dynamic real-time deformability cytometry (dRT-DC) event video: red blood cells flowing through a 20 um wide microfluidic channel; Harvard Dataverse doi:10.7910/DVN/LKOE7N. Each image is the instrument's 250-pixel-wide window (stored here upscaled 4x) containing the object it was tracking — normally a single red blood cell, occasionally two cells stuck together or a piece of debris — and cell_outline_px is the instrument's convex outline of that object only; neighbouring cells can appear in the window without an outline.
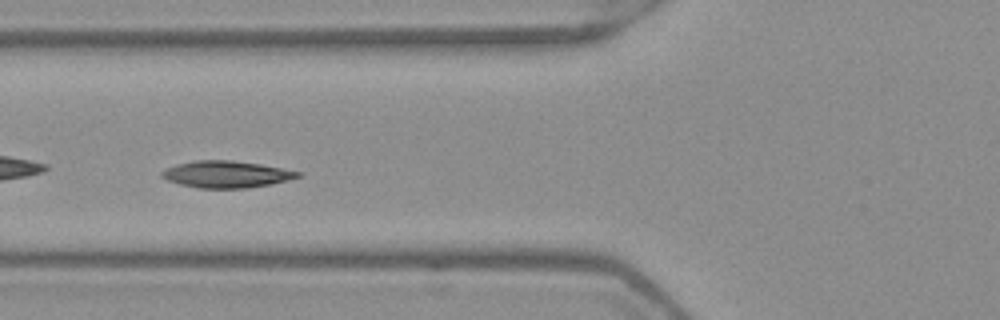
{"species": "Egyptian fruit bat (a non-hibernating species)", "species_latin": "Rousettus aegyptiacus", "temperature_condition": "warm", "stored_images_in_passage": 48, "camera_frame_rate_fps": 3000, "um_per_image_px": 0.085, "frame": {"image": 1, "passage_image": 16, "time_ms": 5.0, "image_size_px": [1000, 320], "cell_outline_px": [[300, 176], [272, 184], [248, 188], [196, 188], [180, 184], [168, 180], [160, 176], [160, 172], [176, 164], [196, 160], [232, 160], [260, 164], [300, 172]], "centroid_in_image_um": [19.2, 14.82], "position_along_channel_um": 106.6, "area_um2": 21.1}}
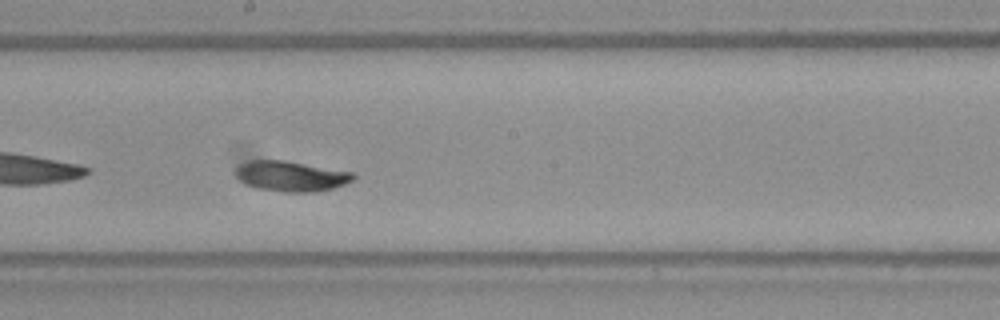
{"frame": {"image": 2, "passage_image": 25, "time_ms": 8.0, "image_size_px": [1000, 320], "cell_outline_px": [[356, 180], [332, 188], [316, 192], [284, 192], [260, 188], [248, 184], [240, 180], [236, 176], [236, 168], [240, 164], [248, 160], [284, 160], [352, 172], [356, 176]], "centroid_in_image_um": [24.76, 14.97], "position_along_channel_um": 223.4, "area_um2": 20.63}}
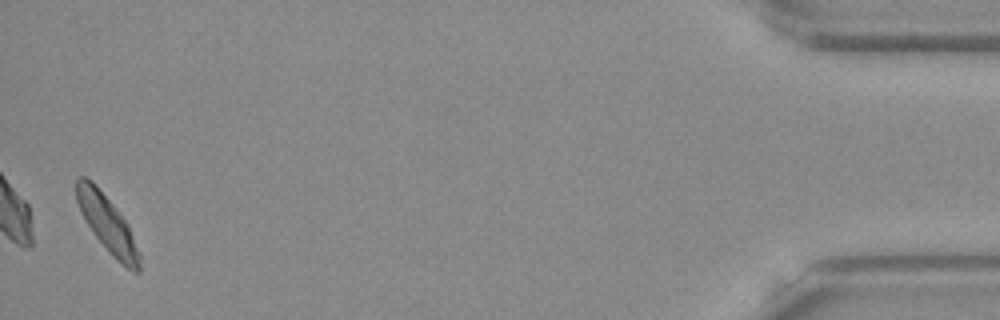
{"frame": {"image": 3, "passage_image": 47, "time_ms": 15.333, "image_size_px": [1000, 320], "cell_outline_px": [[140, 272], [132, 272], [120, 264], [108, 252], [92, 232], [84, 220], [80, 212], [76, 200], [76, 180], [80, 176], [84, 176], [92, 180], [112, 204], [128, 224], [140, 252]], "centroid_in_image_um": [9.12, 19.07], "position_along_channel_um": 426.1, "area_um2": 20.92}, "authors_computed_cell_mechanics": {"area_um2": 20.6346, "velocity_mm_per_s": 3.8937, "shape_relaxation_time_tau1_ms": 2.7344, "shape_relaxation_time_tau2_ms": 1.2867, "deformation_change_tau1": 0.1064, "deformation_change_tau2": 0.0449}}